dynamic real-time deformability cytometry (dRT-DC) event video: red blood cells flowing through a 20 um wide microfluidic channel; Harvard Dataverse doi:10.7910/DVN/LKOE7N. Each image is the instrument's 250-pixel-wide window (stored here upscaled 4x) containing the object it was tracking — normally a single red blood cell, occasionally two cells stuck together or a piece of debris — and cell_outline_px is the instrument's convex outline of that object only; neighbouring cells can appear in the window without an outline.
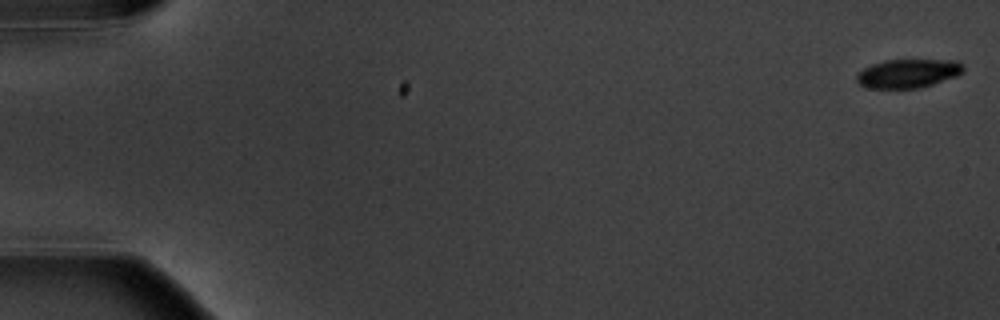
{"species": "common noctule bat (a hibernating species)", "species_latin": "Nyctalus noctula", "temperature_condition": "warm", "stored_images_in_passage": 5, "camera_frame_rate_fps": 3000, "um_per_image_px": 0.085, "animal": {"sex": "male", "body_mass_g": 20.1, "forearm_length_mm": 53.5}, "frame": {"image": 1, "passage_image": 1, "time_ms": 0.0, "image_size_px": [1000, 320], "cell_outline_px": [[964, 72], [956, 76], [920, 88], [868, 88], [860, 84], [856, 80], [856, 76], [864, 68], [872, 64], [884, 60], [956, 60], [964, 64]], "centroid_in_image_um": [77.21, 6.23], "position_along_channel_um": 7.8, "area_um2": 17.86}}
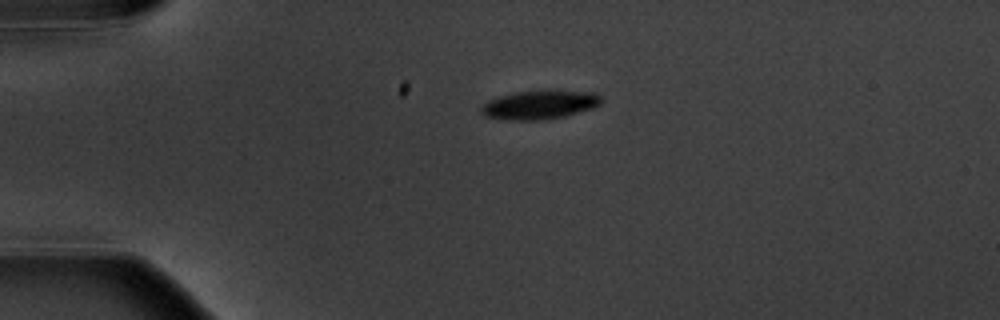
{"frame": {"image": 2, "passage_image": 4, "time_ms": 4.333, "image_size_px": [1000, 320], "cell_outline_px": [[600, 104], [592, 108], [564, 116], [544, 120], [512, 120], [484, 116], [480, 112], [480, 108], [488, 100], [500, 96], [516, 92], [596, 92], [600, 96]], "centroid_in_image_um": [45.82, 8.93], "position_along_channel_um": 39.2, "area_um2": 19.48}}